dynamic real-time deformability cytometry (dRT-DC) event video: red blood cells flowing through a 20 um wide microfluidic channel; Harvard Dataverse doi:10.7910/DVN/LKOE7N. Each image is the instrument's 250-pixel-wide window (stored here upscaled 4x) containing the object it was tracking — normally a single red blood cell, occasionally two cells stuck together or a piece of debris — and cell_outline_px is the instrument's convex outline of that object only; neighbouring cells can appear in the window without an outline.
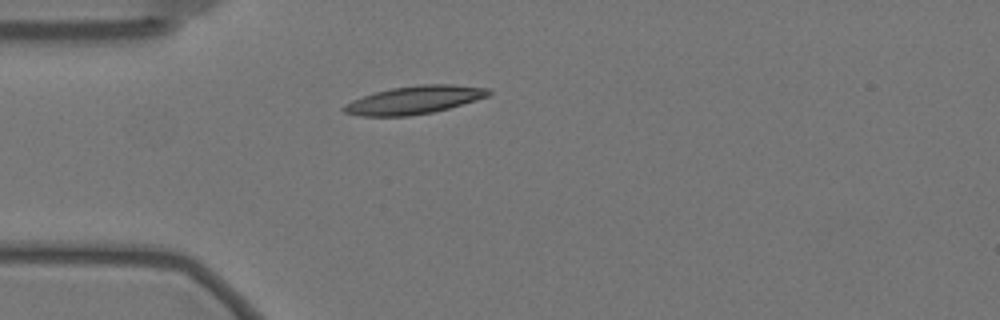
{"species": "Egyptian fruit bat (a non-hibernating species)", "species_latin": "Rousettus aegyptiacus", "temperature_condition": "warm", "stored_images_in_passage": 43, "camera_frame_rate_fps": 3000, "um_per_image_px": 0.085, "animal": {"sex": "female"}, "frame": {"image": 1, "passage_image": 1, "time_ms": 0.0, "image_size_px": [1000, 320], "cell_outline_px": [[492, 92], [488, 96], [476, 100], [448, 108], [432, 112], [408, 116], [360, 116], [344, 112], [340, 108], [352, 100], [376, 92], [392, 88], [420, 84], [452, 84], [488, 88]], "centroid_in_image_um": [35.22, 8.49], "position_along_channel_um": 49.8, "area_um2": 23.47}}
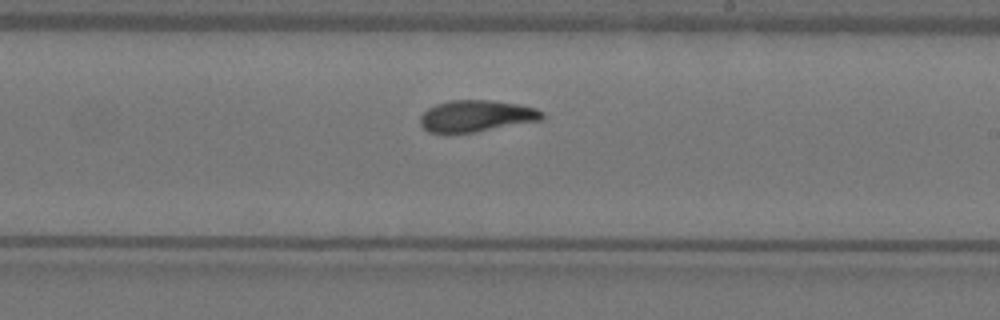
{"frame": {"image": 2, "passage_image": 19, "time_ms": 6.0, "image_size_px": [1000, 320], "cell_outline_px": [[544, 116], [540, 120], [476, 132], [448, 136], [428, 132], [420, 124], [420, 116], [428, 108], [436, 104], [452, 100], [492, 100], [520, 104], [536, 108], [544, 112]], "centroid_in_image_um": [40.44, 9.89], "position_along_channel_um": 248.6, "area_um2": 23.0}}
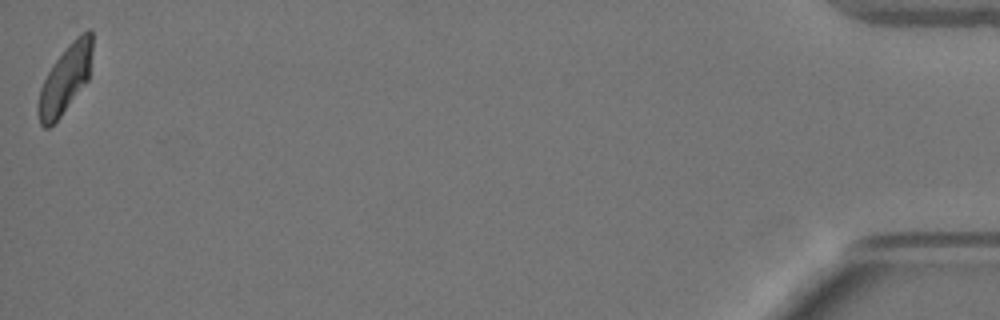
{"frame": {"image": 3, "passage_image": 43, "time_ms": 14.0, "image_size_px": [1000, 320], "cell_outline_px": [[92, 48], [88, 80], [60, 116], [48, 128], [44, 128], [40, 124], [36, 112], [36, 104], [40, 88], [52, 64], [68, 44], [76, 36], [88, 28], [92, 32]], "centroid_in_image_um": [5.51, 6.72], "position_along_channel_um": 429.7, "area_um2": 21.44}, "authors_computed_cell_mechanics": {"area_um2": 22.4264, "velocity_mm_per_s": 3.4839, "shape_relaxation_time_tau1_ms": 5.6618, "shape_relaxation_time_tau2_ms": 2.2485, "deformation_change_tau1": 0.2042, "deformation_change_tau2": 0.0885}}